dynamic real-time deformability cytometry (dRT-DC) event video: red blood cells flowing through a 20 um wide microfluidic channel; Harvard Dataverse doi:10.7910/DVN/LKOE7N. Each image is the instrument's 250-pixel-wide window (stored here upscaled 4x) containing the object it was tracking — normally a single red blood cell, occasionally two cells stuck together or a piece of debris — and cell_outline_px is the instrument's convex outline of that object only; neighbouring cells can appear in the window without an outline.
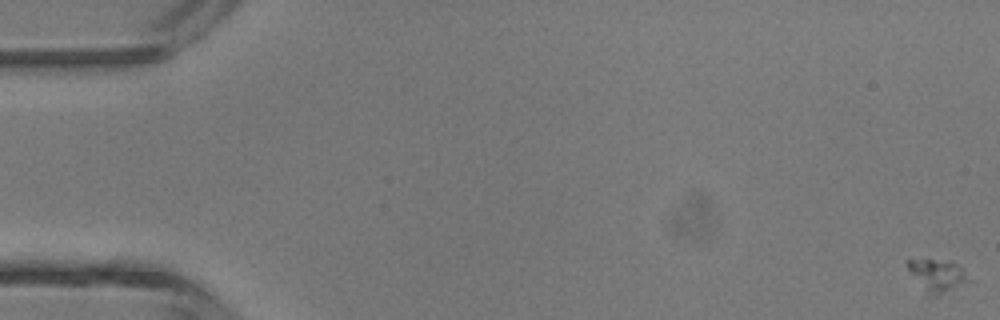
{"species": "common noctule bat (a hibernating species)", "species_latin": "Nyctalus noctula", "temperature_condition": "room temperature", "stored_images_in_passage": 10, "camera_frame_rate_fps": 3000, "um_per_image_px": 0.085, "animal": {"sex": "male", "body_mass_g": 13.3}, "frame": {"image": 1, "passage_image": 1, "time_ms": 0.0, "image_size_px": [1000, 320], "cell_outline_px": [[976, 284], [936, 296], [928, 296], [904, 264], [904, 260], [952, 260], [964, 268], [976, 280]], "centroid_in_image_um": [79.86, 23.45], "position_along_channel_um": 5.1, "area_um2": 12.66}}